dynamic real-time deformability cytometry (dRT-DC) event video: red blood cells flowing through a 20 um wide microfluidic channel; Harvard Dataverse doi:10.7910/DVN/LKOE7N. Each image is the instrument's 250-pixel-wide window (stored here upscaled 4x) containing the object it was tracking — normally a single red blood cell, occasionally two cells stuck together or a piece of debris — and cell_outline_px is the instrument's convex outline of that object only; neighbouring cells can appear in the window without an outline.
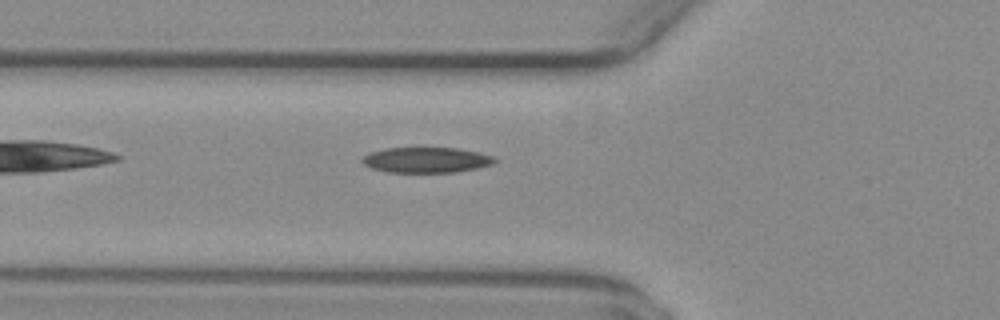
{"species": "common noctule bat (a hibernating species)", "species_latin": "Nyctalus noctula", "temperature_condition": "warm", "stored_images_in_passage": 17, "camera_frame_rate_fps": 3000, "um_per_image_px": 0.085, "animal": {"sex": "female", "body_mass_g": 29.2, "forearm_length_mm": 56.3}, "frame": {"image": 1, "passage_image": 2, "time_ms": 0.333, "image_size_px": [1000, 320], "cell_outline_px": [[496, 164], [480, 168], [456, 172], [388, 172], [372, 168], [364, 164], [360, 160], [368, 152], [384, 148], [420, 144], [424, 144], [460, 148], [480, 152], [496, 156]], "centroid_in_image_um": [36.28, 13.53], "position_along_channel_um": 89.5, "area_um2": 21.15}}
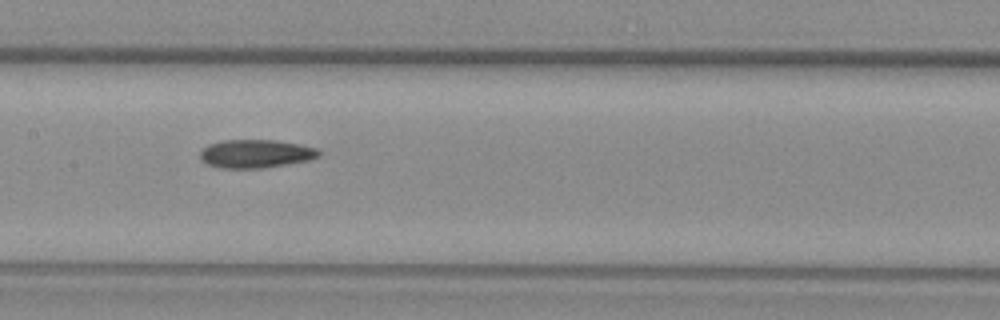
{"frame": {"image": 2, "passage_image": 9, "time_ms": 2.667, "image_size_px": [1000, 320], "cell_outline_px": [[324, 152], [320, 156], [308, 160], [260, 168], [220, 168], [208, 164], [200, 156], [200, 152], [208, 144], [224, 140], [276, 140], [300, 144], [320, 148]], "centroid_in_image_um": [21.8, 13.05], "position_along_channel_um": 185.6, "area_um2": 19.59}}
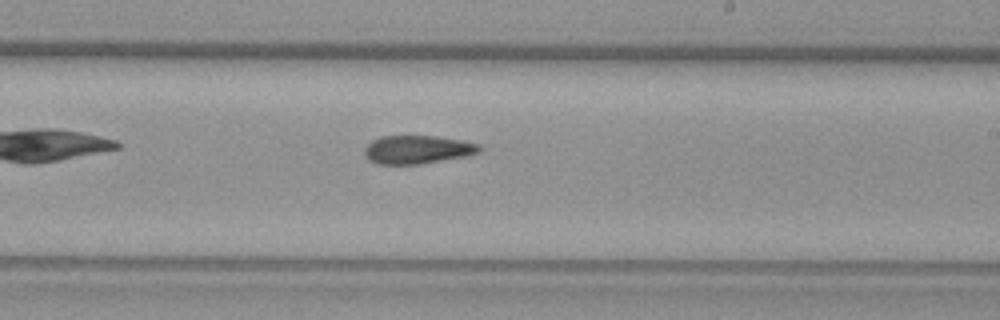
{"frame": {"image": 3, "passage_image": 14, "time_ms": 4.333, "image_size_px": [1000, 320], "cell_outline_px": [[484, 148], [480, 152], [464, 156], [420, 164], [376, 164], [368, 160], [364, 156], [364, 148], [372, 140], [380, 136], [436, 136], [464, 140], [480, 144]], "centroid_in_image_um": [35.48, 12.71], "position_along_channel_um": 253.5, "area_um2": 19.19}}